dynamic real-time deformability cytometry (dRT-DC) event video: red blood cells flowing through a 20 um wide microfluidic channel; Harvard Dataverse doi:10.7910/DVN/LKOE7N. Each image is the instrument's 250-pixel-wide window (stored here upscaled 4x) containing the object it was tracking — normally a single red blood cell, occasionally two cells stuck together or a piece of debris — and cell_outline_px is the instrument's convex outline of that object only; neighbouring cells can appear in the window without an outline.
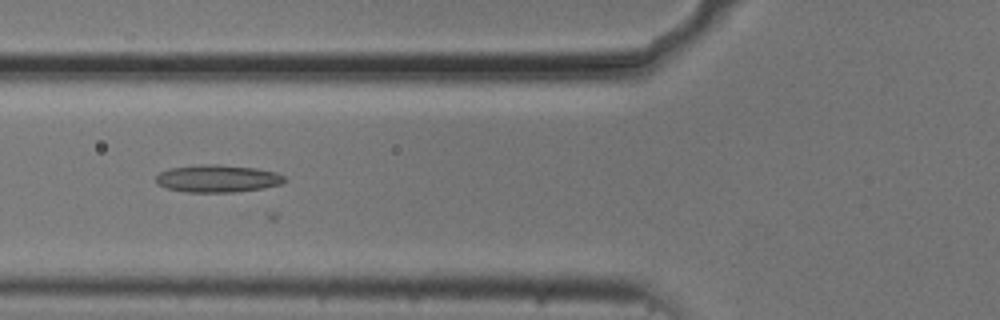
{"species": "common noctule bat (a hibernating species)", "species_latin": "Nyctalus noctula", "temperature_condition": "cold", "stored_images_in_passage": 24, "camera_frame_rate_fps": 3000, "um_per_image_px": 0.085, "animal": {"sex": "male", "body_mass_g": 20.5, "forearm_length_mm": 52.5}, "frame": {"image": 1, "passage_image": 18, "time_ms": 5.667, "image_size_px": [1000, 320], "cell_outline_px": [[288, 180], [280, 184], [264, 188], [232, 192], [184, 192], [168, 188], [156, 184], [156, 176], [160, 172], [168, 168], [200, 164], [216, 164], [256, 168], [276, 172], [284, 176]], "centroid_in_image_um": [18.48, 15.17], "position_along_channel_um": 107.3, "area_um2": 20.69}}
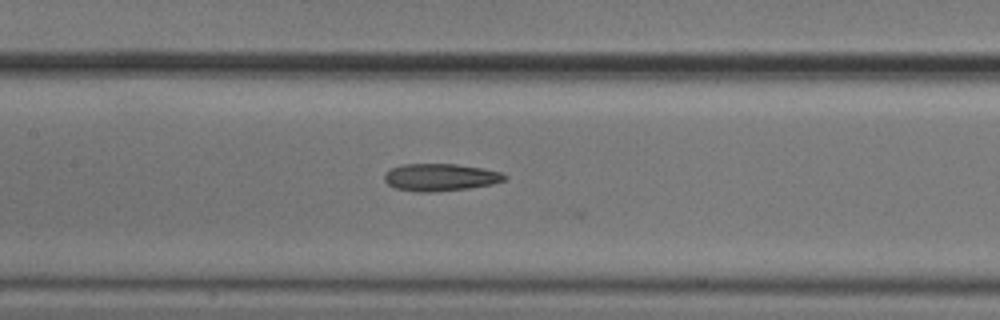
{"frame": {"image": 2, "passage_image": 23, "time_ms": 7.333, "image_size_px": [1000, 320], "cell_outline_px": [[508, 176], [504, 180], [492, 184], [468, 188], [432, 192], [416, 192], [396, 188], [388, 184], [384, 180], [384, 176], [392, 168], [400, 164], [456, 164], [484, 168], [500, 172]], "centroid_in_image_um": [37.43, 15.06], "position_along_channel_um": 170.0, "area_um2": 19.07}}